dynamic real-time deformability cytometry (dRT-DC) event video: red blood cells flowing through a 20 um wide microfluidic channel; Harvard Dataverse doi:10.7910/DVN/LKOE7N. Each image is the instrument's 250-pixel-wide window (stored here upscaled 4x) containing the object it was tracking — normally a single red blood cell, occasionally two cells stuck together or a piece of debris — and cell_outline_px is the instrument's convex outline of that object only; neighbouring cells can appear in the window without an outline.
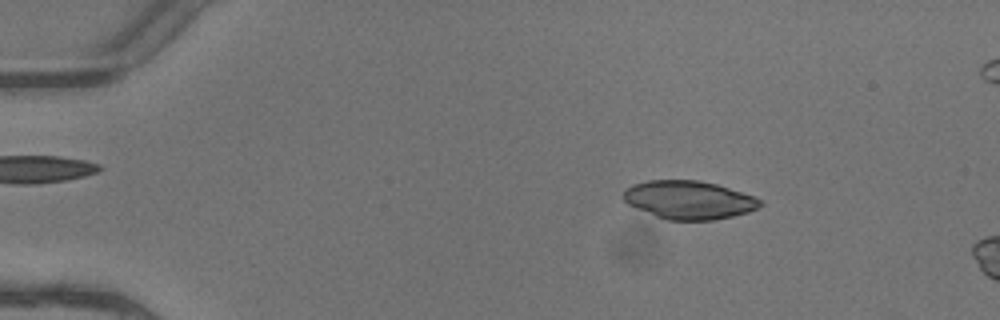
{"species": "common noctule bat (a hibernating species)", "species_latin": "Nyctalus noctula", "temperature_condition": "warm", "stored_images_in_passage": 4, "camera_frame_rate_fps": 3000, "um_per_image_px": 0.085, "animal": {"sex": "female"}, "frame": {"image": 1, "passage_image": 3, "time_ms": 0.667, "image_size_px": [1000, 320], "cell_outline_px": [[764, 204], [748, 212], [732, 216], [712, 220], [668, 220], [656, 216], [628, 204], [624, 200], [624, 188], [632, 184], [648, 180], [696, 180], [716, 184], [756, 196]], "centroid_in_image_um": [58.56, 16.98], "position_along_channel_um": 26.4, "area_um2": 30.46}}